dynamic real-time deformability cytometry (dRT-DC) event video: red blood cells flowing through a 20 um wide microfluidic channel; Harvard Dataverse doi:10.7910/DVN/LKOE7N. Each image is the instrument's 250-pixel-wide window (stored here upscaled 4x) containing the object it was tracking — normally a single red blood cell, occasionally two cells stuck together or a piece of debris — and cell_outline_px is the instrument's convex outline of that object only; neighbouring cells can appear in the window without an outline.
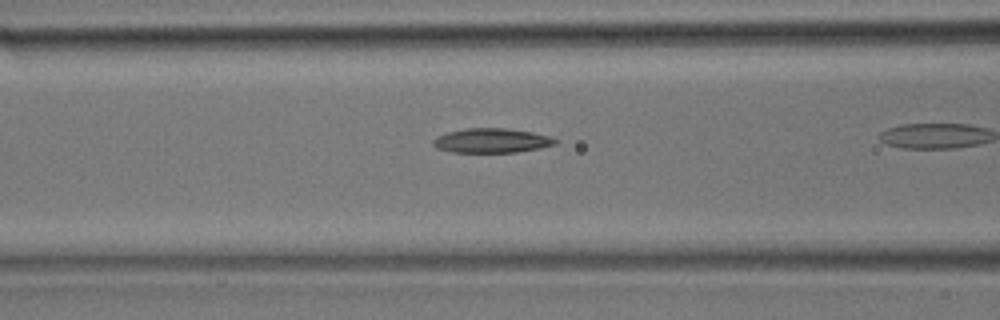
{"species": "common noctule bat (a hibernating species)", "species_latin": "Nyctalus noctula", "temperature_condition": "room temperature", "stored_images_in_passage": 22, "camera_frame_rate_fps": 3000, "um_per_image_px": 0.085, "animal": {"sex": "male", "body_mass_g": 17.9}, "frame": {"image": 1, "passage_image": 10, "time_ms": 3.0, "image_size_px": [1000, 320], "cell_outline_px": [[560, 140], [556, 144], [540, 148], [516, 152], [452, 152], [436, 148], [432, 144], [432, 140], [436, 136], [448, 132], [468, 128], [508, 128], [532, 132], [548, 136]], "centroid_in_image_um": [41.79, 11.95], "position_along_channel_um": 124.8, "area_um2": 17.46}}